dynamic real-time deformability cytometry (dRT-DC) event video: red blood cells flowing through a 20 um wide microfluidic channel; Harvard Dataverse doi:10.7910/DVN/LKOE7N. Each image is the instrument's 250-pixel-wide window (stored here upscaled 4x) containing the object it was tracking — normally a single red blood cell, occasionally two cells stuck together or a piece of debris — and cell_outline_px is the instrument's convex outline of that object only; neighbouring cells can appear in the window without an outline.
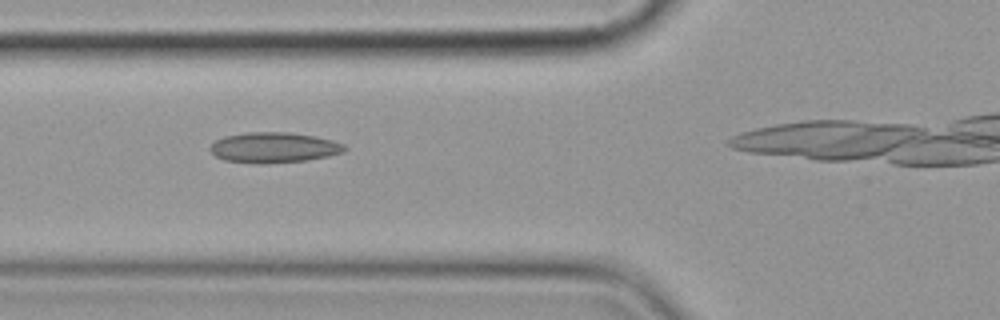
{"species": "common noctule bat (a hibernating species)", "species_latin": "Nyctalus noctula", "temperature_condition": "cold", "stored_images_in_passage": 5, "camera_frame_rate_fps": 3000, "um_per_image_px": 0.085, "animal": {"sex": "female", "body_mass_g": 19.9}, "frame": {"image": 1, "passage_image": 4, "time_ms": 3.667, "image_size_px": [1000, 320], "cell_outline_px": [[348, 148], [344, 152], [328, 156], [308, 160], [264, 164], [260, 164], [224, 160], [216, 156], [208, 148], [216, 140], [224, 136], [248, 132], [288, 132], [316, 136], [332, 140], [344, 144]], "centroid_in_image_um": [23.3, 12.54], "position_along_channel_um": 102.5, "area_um2": 23.99}}